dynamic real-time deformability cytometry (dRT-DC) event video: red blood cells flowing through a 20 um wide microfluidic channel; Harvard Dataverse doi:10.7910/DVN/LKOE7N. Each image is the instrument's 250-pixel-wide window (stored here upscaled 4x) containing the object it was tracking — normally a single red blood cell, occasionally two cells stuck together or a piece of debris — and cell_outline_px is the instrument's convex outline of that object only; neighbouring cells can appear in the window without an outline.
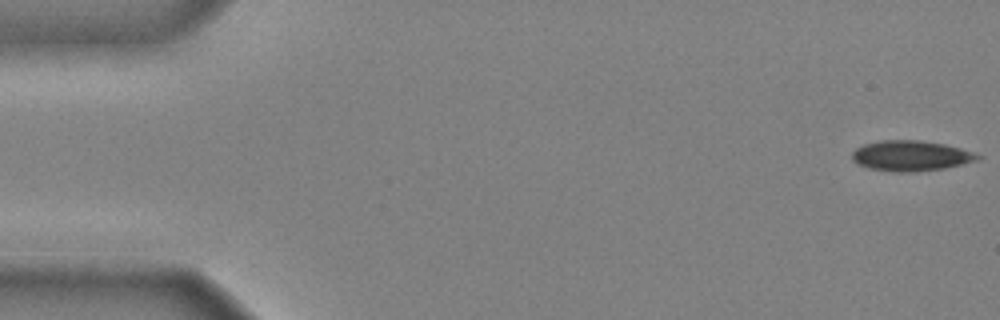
{"species": "common noctule bat (a hibernating species)", "species_latin": "Nyctalus noctula", "temperature_condition": "cold", "stored_images_in_passage": 46, "camera_frame_rate_fps": 3000, "um_per_image_px": 0.085, "animal": {"sex": "male", "body_mass_g": 20.4}, "frame": {"image": 1, "passage_image": 1, "time_ms": 0.0, "image_size_px": [1000, 320], "cell_outline_px": [[984, 156], [976, 160], [944, 168], [916, 172], [892, 172], [868, 168], [856, 164], [852, 160], [852, 152], [856, 148], [864, 144], [880, 140], [920, 140], [944, 144], [960, 148]], "centroid_in_image_um": [77.37, 13.24], "position_along_channel_um": 7.6, "area_um2": 22.31}}
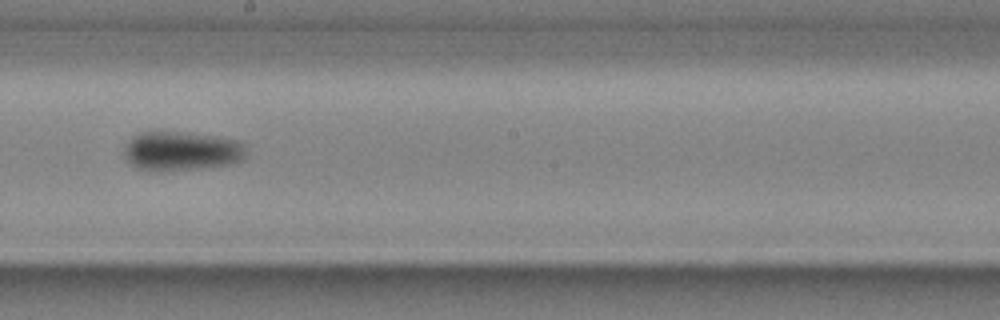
{"frame": {"image": 2, "passage_image": 28, "time_ms": 9.0, "image_size_px": [1000, 320], "cell_outline_px": [[244, 156], [240, 160], [228, 164], [200, 168], [136, 168], [124, 156], [124, 148], [128, 140], [136, 132], [176, 132], [220, 136], [236, 140], [244, 148]], "centroid_in_image_um": [15.39, 12.79], "position_along_channel_um": 232.8, "area_um2": 26.88}}
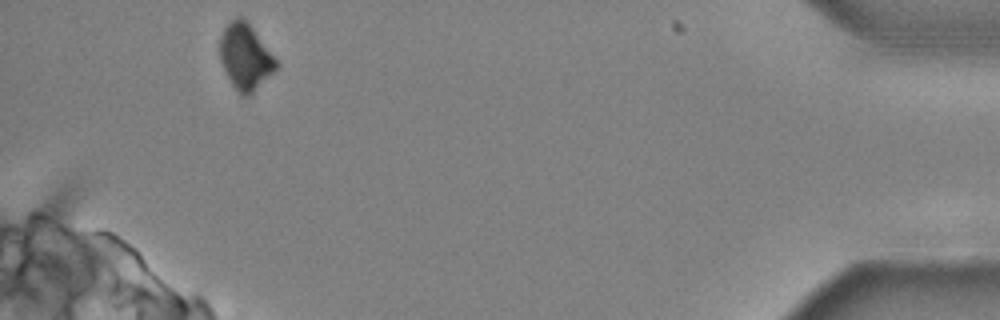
{"frame": {"image": 3, "passage_image": 46, "time_ms": 15.0, "image_size_px": [1000, 320], "cell_outline_px": [[280, 64], [276, 72], [248, 96], [240, 96], [232, 84], [220, 60], [220, 36], [224, 28], [236, 16], [244, 16], [248, 20]], "centroid_in_image_um": [20.89, 4.81], "position_along_channel_um": 414.3, "area_um2": 21.96}, "authors_computed_cell_mechanics": {"area_um2": 24.565, "velocity_mm_per_s": 3.9615, "shape_relaxation_time_tau1_ms": 4.8026, "shape_relaxation_time_tau2_ms": null, "deformation_change_tau1": 0.1163, "deformation_change_tau2": null}}